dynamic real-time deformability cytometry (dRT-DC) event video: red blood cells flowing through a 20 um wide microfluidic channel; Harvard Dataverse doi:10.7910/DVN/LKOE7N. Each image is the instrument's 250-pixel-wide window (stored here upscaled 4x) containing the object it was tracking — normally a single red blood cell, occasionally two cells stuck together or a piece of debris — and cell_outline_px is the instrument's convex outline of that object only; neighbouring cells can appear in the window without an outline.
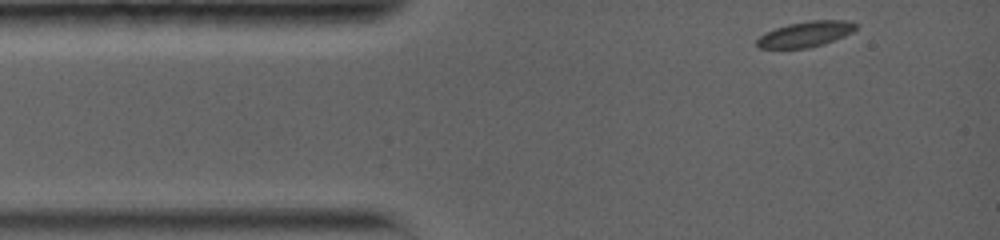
{"species": "common noctule bat (a hibernating species)", "species_latin": "Nyctalus noctula", "temperature_condition": "warm", "stored_images_in_passage": 47, "camera_frame_rate_fps": 5000, "um_per_image_px": 0.085, "animal": {"sex": "female", "body_mass_g": 19.0, "forearm_length_mm": 56.7}, "frame": {"image": 1, "passage_image": 1, "time_ms": 0.0, "image_size_px": [1000, 240], "cell_outline_px": [[860, 24], [852, 32], [844, 36], [824, 44], [808, 48], [760, 48], [756, 44], [756, 40], [764, 32], [788, 24], [812, 20], [852, 20]], "centroid_in_image_um": [68.51, 2.89], "position_along_channel_um": 16.5, "area_um2": 14.85}}
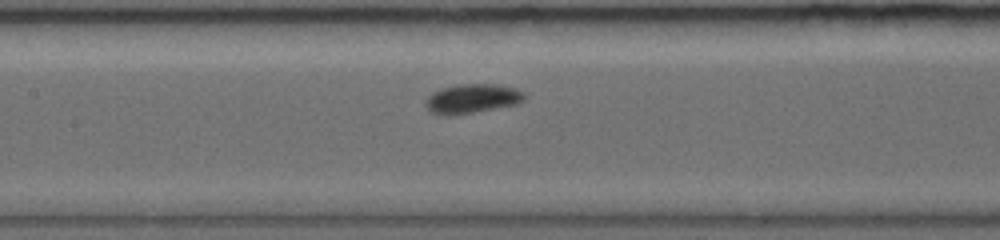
{"frame": {"image": 2, "passage_image": 21, "time_ms": 5.2, "image_size_px": [1000, 240], "cell_outline_px": [[524, 100], [516, 104], [472, 112], [444, 116], [432, 112], [424, 104], [424, 100], [432, 92], [440, 88], [456, 84], [496, 84], [516, 88], [524, 92]], "centroid_in_image_um": [40.09, 8.36], "position_along_channel_um": 167.3, "area_um2": 16.82}}
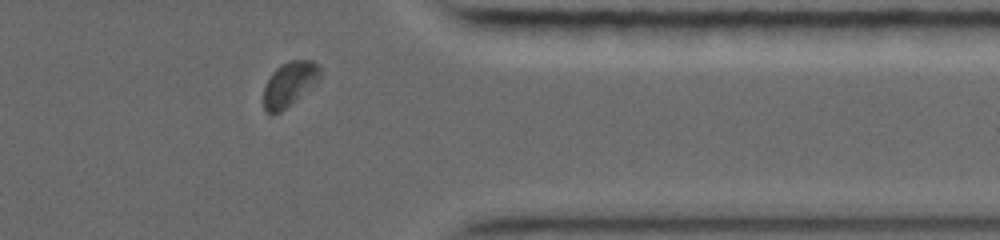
{"frame": {"image": 3, "passage_image": 41, "time_ms": 11.2, "image_size_px": [1000, 240], "cell_outline_px": [[320, 80], [280, 112], [272, 116], [264, 108], [264, 88], [272, 72], [280, 64], [292, 60], [312, 60], [320, 68]], "centroid_in_image_um": [24.6, 7.13], "position_along_channel_um": 386.8, "area_um2": 14.51}, "authors_computed_cell_mechanics": {"area_um2": 15.1436, "velocity_mm_per_s": 3.7755, "shape_relaxation_time_tau1_ms": 3.6017, "shape_relaxation_time_tau2_ms": null, "deformation_change_tau1": 0.1208, "deformation_change_tau2": null}}